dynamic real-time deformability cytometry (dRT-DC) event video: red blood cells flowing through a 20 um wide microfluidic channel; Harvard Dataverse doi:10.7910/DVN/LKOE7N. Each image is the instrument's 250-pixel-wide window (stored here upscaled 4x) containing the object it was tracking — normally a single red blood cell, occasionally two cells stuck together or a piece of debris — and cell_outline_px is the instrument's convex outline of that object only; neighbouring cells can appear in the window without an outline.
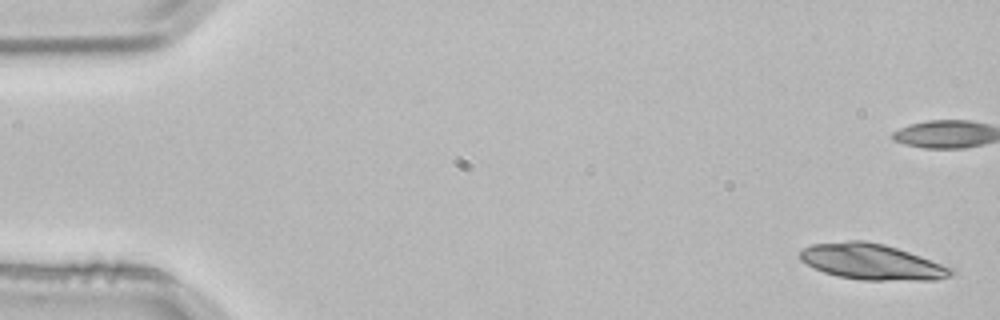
{"species": "common noctule bat (a hibernating species)", "species_latin": "Nyctalus noctula", "temperature_condition": "room temperature", "stored_images_in_passage": 4, "camera_frame_rate_fps": 3000, "um_per_image_px": 0.085, "animal": {"sex": "male", "body_mass_g": 21.5, "forearm_length_mm": 52.0}, "frame": {"image": 1, "passage_image": 1, "time_ms": 0.0, "image_size_px": [1000, 320], "cell_outline_px": [[956, 272], [952, 276], [936, 280], [860, 280], [836, 276], [824, 272], [800, 260], [800, 252], [804, 248], [812, 244], [848, 240], [864, 240], [884, 244], [920, 256], [952, 268]], "centroid_in_image_um": [74.11, 22.26], "position_along_channel_um": 10.9, "area_um2": 31.39}}